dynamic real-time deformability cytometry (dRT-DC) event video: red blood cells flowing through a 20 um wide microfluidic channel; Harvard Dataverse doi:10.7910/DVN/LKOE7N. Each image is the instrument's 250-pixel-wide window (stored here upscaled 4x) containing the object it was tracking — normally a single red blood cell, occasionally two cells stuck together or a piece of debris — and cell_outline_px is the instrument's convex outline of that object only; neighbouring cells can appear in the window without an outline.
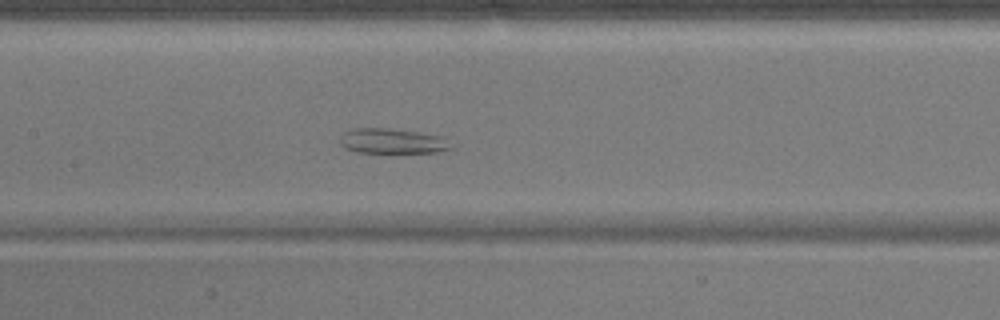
{"species": "common noctule bat (a hibernating species)", "species_latin": "Nyctalus noctula", "temperature_condition": "warm", "stored_images_in_passage": 33, "camera_frame_rate_fps": 3000, "um_per_image_px": 0.085, "animal": {"sex": "male", "body_mass_g": 17.9}, "frame": {"image": 1, "passage_image": 15, "time_ms": 4.667, "image_size_px": [1000, 320], "cell_outline_px": [[452, 148], [436, 152], [356, 152], [344, 148], [340, 144], [340, 136], [344, 132], [352, 128], [392, 128], [420, 132], [444, 136], [452, 144]], "centroid_in_image_um": [33.35, 11.98], "position_along_channel_um": 174.1, "area_um2": 16.42}}
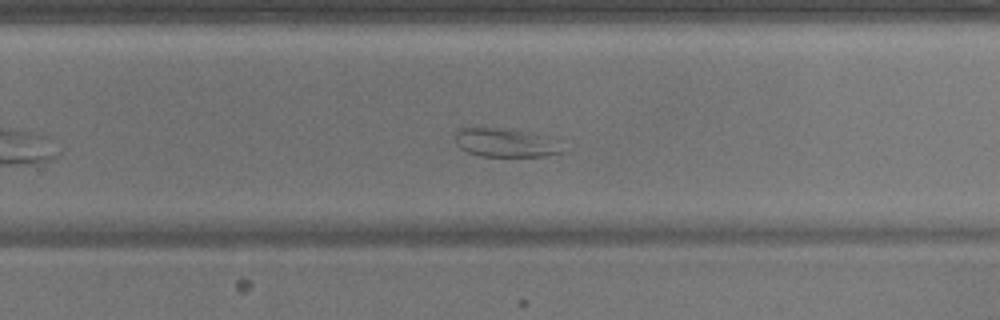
{"frame": {"image": 2, "passage_image": 24, "time_ms": 7.667, "image_size_px": [1000, 320], "cell_outline_px": [[560, 152], [548, 156], [480, 156], [468, 152], [460, 148], [456, 144], [452, 136], [460, 128], [504, 128], [532, 132], [548, 136]], "centroid_in_image_um": [42.83, 12.11], "position_along_channel_um": 287.0, "area_um2": 17.69}}
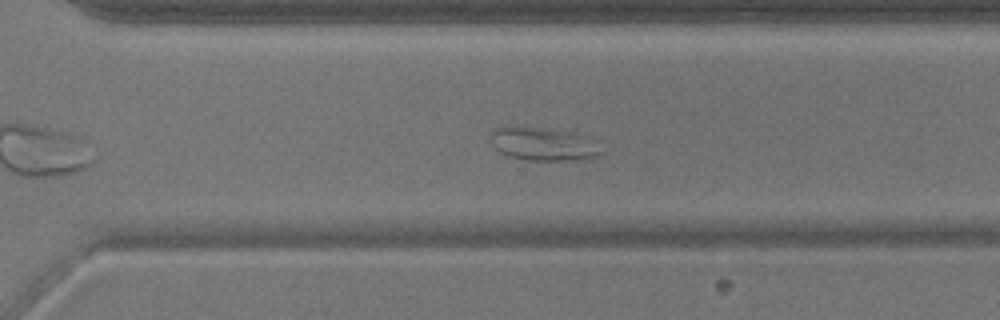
{"frame": {"image": 3, "passage_image": 27, "time_ms": 8.667, "image_size_px": [1000, 320], "cell_outline_px": [[604, 152], [588, 160], [528, 160], [508, 156], [500, 152], [492, 144], [488, 136], [500, 124], [512, 124], [568, 132], [584, 136]], "centroid_in_image_um": [46.06, 12.22], "position_along_channel_um": 324.5, "area_um2": 21.62}}